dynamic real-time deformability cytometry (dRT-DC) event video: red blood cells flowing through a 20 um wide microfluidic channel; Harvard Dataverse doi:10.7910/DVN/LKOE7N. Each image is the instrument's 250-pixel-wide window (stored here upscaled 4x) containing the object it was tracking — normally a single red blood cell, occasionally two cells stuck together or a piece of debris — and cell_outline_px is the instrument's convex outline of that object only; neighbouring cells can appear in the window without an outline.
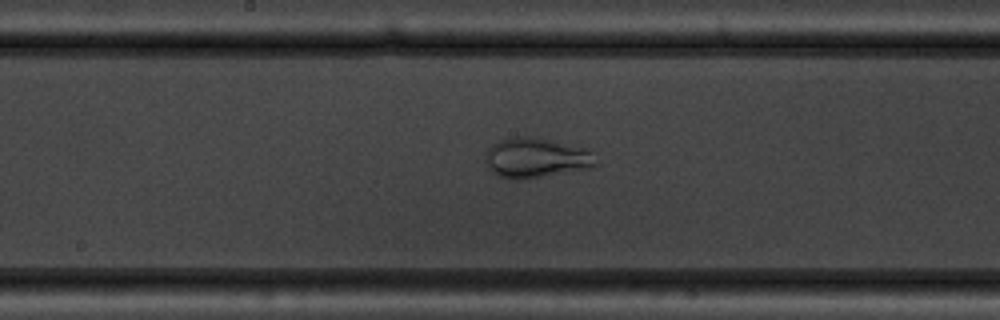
{"species": "common noctule bat (a hibernating species)", "species_latin": "Nyctalus noctula", "temperature_condition": "warm", "stored_images_in_passage": 46, "camera_frame_rate_fps": 3000, "um_per_image_px": 0.085, "animal": {"sex": "male", "body_mass_g": 19.5, "forearm_length_mm": 54.6}, "frame": {"image": 1, "passage_image": 21, "time_ms": 6.667, "image_size_px": [1000, 320], "cell_outline_px": [[600, 164], [592, 168], [520, 180], [508, 180], [496, 176], [488, 168], [484, 160], [488, 148], [492, 144], [500, 140], [516, 136], [536, 136], [588, 148], [592, 152]], "centroid_in_image_um": [45.58, 13.42], "position_along_channel_um": 202.6, "area_um2": 26.53}}
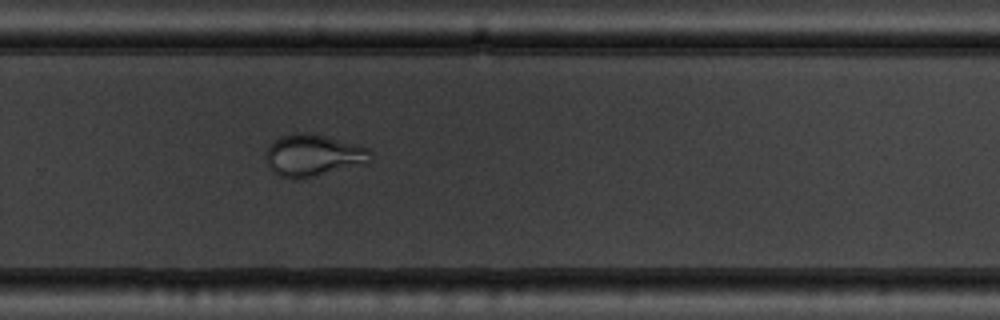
{"frame": {"image": 2, "passage_image": 29, "time_ms": 9.333, "image_size_px": [1000, 320], "cell_outline_px": [[372, 160], [368, 164], [300, 180], [292, 180], [280, 176], [268, 168], [264, 160], [264, 156], [268, 148], [280, 136], [296, 132], [304, 132], [324, 136], [360, 144], [368, 148], [372, 152]], "centroid_in_image_um": [26.65, 13.23], "position_along_channel_um": 303.1, "area_um2": 26.3}}
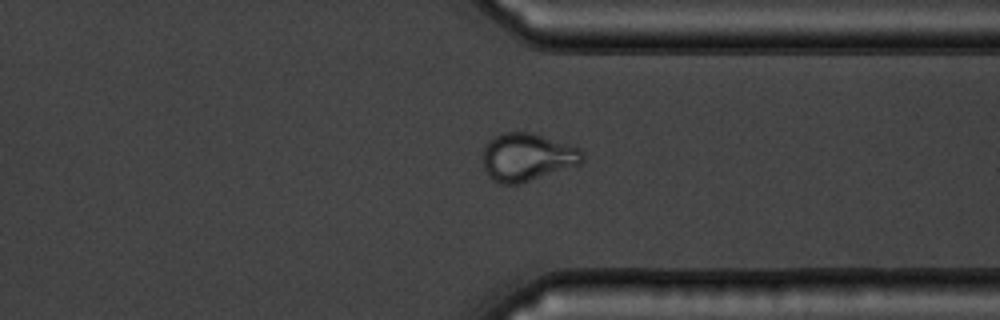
{"frame": {"image": 3, "passage_image": 34, "time_ms": 11.0, "image_size_px": [1000, 320], "cell_outline_px": [[584, 160], [580, 164], [520, 184], [500, 184], [492, 180], [488, 176], [484, 168], [480, 156], [484, 144], [488, 140], [504, 132], [528, 132], [580, 148], [584, 152]], "centroid_in_image_um": [44.75, 13.37], "position_along_channel_um": 366.6, "area_um2": 28.03}, "authors_computed_cell_mechanics": {"area_um2": 28.3798, "velocity_mm_per_s": 3.8054, "shape_relaxation_time_tau1_ms": null, "shape_relaxation_time_tau2_ms": 1.189, "deformation_change_tau1": null, "deformation_change_tau2": 0.0583}}